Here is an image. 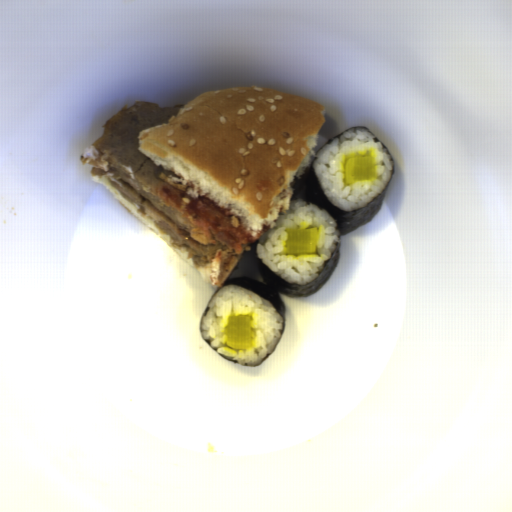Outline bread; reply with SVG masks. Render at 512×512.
<instances>
[{"instance_id":"obj_1","label":"bread","mask_w":512,"mask_h":512,"mask_svg":"<svg viewBox=\"0 0 512 512\" xmlns=\"http://www.w3.org/2000/svg\"><path fill=\"white\" fill-rule=\"evenodd\" d=\"M327 115L317 100L263 86L211 90L140 130L138 150L163 181L231 212L254 235L291 208L290 183L317 157Z\"/></svg>"},{"instance_id":"obj_2","label":"bread","mask_w":512,"mask_h":512,"mask_svg":"<svg viewBox=\"0 0 512 512\" xmlns=\"http://www.w3.org/2000/svg\"><path fill=\"white\" fill-rule=\"evenodd\" d=\"M93 181L102 184L114 197H116L132 214L152 230L167 246H169L182 260L198 271L202 279L210 286H220L232 274L242 259V253H237V259L231 265L225 278L221 279V265L219 258H214L210 264L195 265L193 259L186 249L176 248L170 241L168 234L159 230L134 204H132L109 180L107 176L100 175L93 177Z\"/></svg>"}]
</instances>
